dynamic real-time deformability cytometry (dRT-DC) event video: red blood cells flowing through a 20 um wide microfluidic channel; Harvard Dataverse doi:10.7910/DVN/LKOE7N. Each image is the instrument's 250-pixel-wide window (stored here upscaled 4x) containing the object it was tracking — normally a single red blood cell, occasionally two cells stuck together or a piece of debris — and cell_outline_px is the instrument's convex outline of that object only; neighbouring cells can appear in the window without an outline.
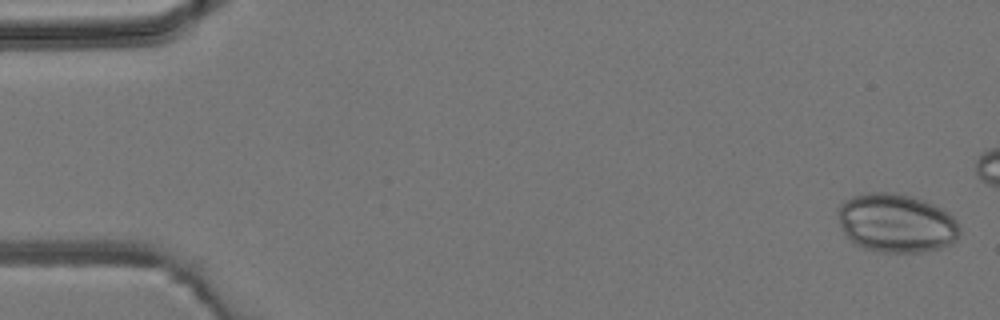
{"species": "common noctule bat (a hibernating species)", "species_latin": "Nyctalus noctula", "temperature_condition": "room temperature", "stored_images_in_passage": 3, "camera_frame_rate_fps": 3000, "um_per_image_px": 0.085, "animal": {"sex": "male", "body_mass_g": 19.2, "forearm_length_mm": 51.8}, "frame": {"image": 1, "passage_image": 3, "time_ms": 2.0, "image_size_px": [1000, 320], "cell_outline_px": [[960, 232], [956, 240], [940, 248], [924, 252], [884, 252], [864, 248], [856, 244], [844, 232], [840, 224], [836, 208], [844, 200], [852, 196], [868, 192], [892, 192], [912, 196], [924, 200], [948, 212], [956, 220], [960, 228]], "centroid_in_image_um": [76.18, 18.95], "position_along_channel_um": 8.8, "area_um2": 41.73}}